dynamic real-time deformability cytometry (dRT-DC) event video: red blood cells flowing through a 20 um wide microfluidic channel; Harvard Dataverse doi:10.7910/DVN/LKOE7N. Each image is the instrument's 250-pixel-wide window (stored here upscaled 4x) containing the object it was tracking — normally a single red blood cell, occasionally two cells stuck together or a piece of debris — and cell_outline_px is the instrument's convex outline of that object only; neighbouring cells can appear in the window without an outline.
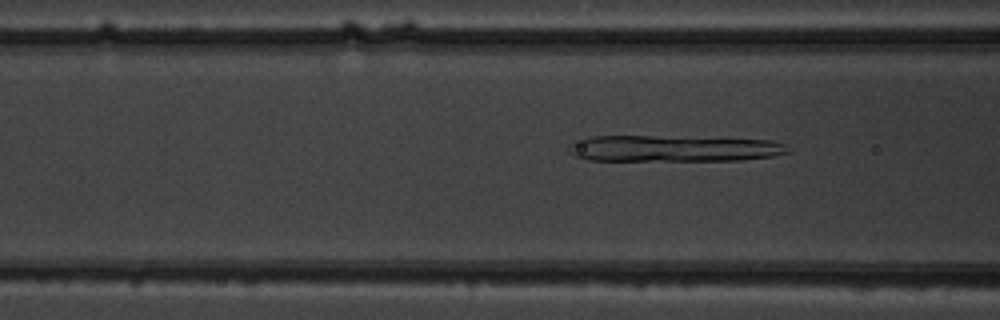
{"species": "common noctule bat (a hibernating species)", "species_latin": "Nyctalus noctula", "temperature_condition": "warm", "stored_images_in_passage": 6, "camera_frame_rate_fps": 3000, "um_per_image_px": 0.085, "animal": {"sex": "male", "body_mass_g": 19.5, "forearm_length_mm": 54.6}, "frame": {"image": 1, "passage_image": 6, "time_ms": 6.667, "image_size_px": [1000, 320], "cell_outline_px": [[788, 152], [772, 156], [740, 160], [588, 160], [572, 156], [568, 152], [568, 144], [572, 140], [592, 136], [652, 136], [772, 140], [784, 144]], "centroid_in_image_um": [57.11, 12.62], "position_along_channel_um": 109.5, "area_um2": 33.52}}